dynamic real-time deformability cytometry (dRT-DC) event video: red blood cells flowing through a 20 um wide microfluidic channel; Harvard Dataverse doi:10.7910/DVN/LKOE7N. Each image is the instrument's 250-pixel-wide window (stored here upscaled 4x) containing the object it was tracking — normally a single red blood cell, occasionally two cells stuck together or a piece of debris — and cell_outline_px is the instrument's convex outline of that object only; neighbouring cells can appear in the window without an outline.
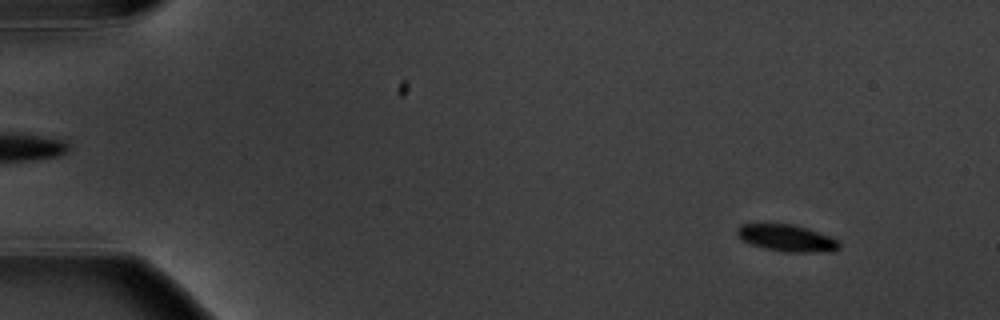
{"species": "common noctule bat (a hibernating species)", "species_latin": "Nyctalus noctula", "temperature_condition": "warm", "stored_images_in_passage": 14, "camera_frame_rate_fps": 3000, "um_per_image_px": 0.085, "animal": {"sex": "male", "body_mass_g": 20.1, "forearm_length_mm": 53.5}, "frame": {"image": 1, "passage_image": 1, "time_ms": 0.0, "image_size_px": [1000, 320], "cell_outline_px": [[840, 248], [832, 252], [784, 252], [764, 248], [752, 244], [736, 236], [736, 228], [740, 224], [792, 224], [828, 236], [836, 240], [840, 244]], "centroid_in_image_um": [66.85, 20.25], "position_along_channel_um": 18.2, "area_um2": 15.78}}
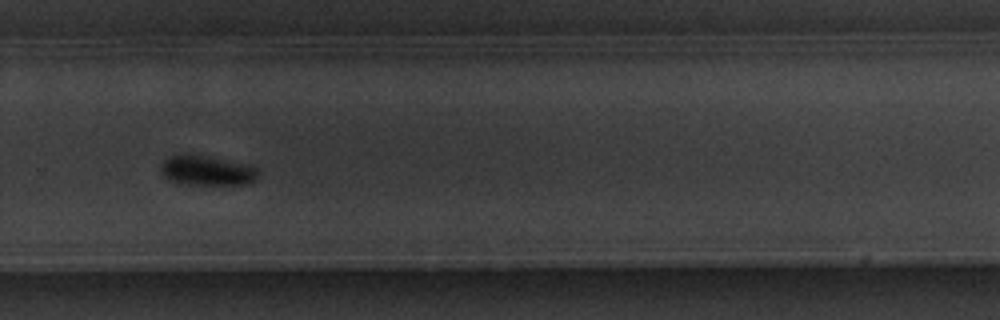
{"frame": {"image": 2, "passage_image": 10, "time_ms": 11.333, "image_size_px": [1000, 320], "cell_outline_px": [[260, 172], [252, 180], [244, 184], [188, 184], [168, 180], [164, 176], [160, 168], [164, 160], [172, 156], [184, 152], [208, 156], [256, 168]], "centroid_in_image_um": [17.5, 14.48], "position_along_channel_um": 312.3, "area_um2": 16.53}}
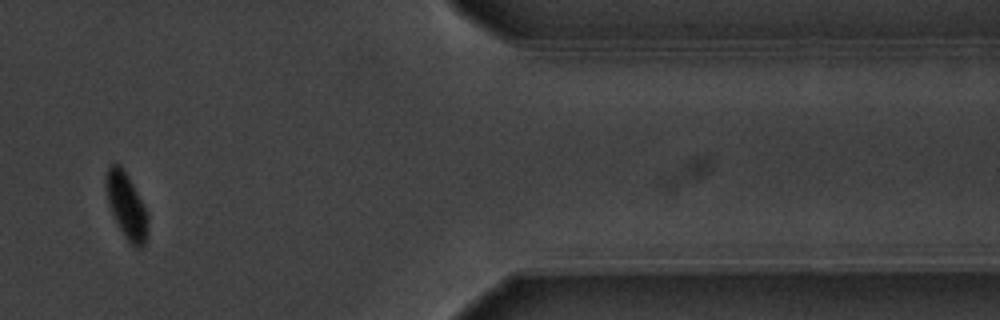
{"frame": {"image": 3, "passage_image": 12, "time_ms": 14.667, "image_size_px": [1000, 320], "cell_outline_px": [[148, 236], [144, 244], [140, 248], [136, 248], [124, 236], [108, 204], [104, 180], [108, 168], [112, 164], [120, 164], [128, 176], [148, 212]], "centroid_in_image_um": [10.76, 17.49], "position_along_channel_um": 400.6, "area_um2": 16.01}, "authors_computed_cell_mechanics": {"area_um2": 16.7909, "velocity_mm_per_s": 3.5964, "shape_relaxation_time_tau1_ms": 1.3474, "shape_relaxation_time_tau2_ms": null, "deformation_change_tau1": 0.0633, "deformation_change_tau2": null}}